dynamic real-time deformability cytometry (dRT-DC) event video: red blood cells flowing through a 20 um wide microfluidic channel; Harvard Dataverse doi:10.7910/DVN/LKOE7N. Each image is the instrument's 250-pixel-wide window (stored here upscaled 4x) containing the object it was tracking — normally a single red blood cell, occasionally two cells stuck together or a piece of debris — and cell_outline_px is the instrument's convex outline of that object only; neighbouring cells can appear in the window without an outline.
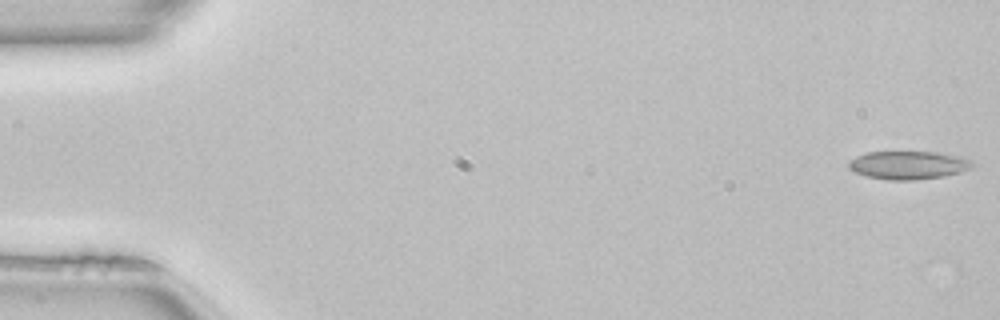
{"species": "common noctule bat (a hibernating species)", "species_latin": "Nyctalus noctula", "temperature_condition": "room temperature", "stored_images_in_passage": 5, "camera_frame_rate_fps": 3000, "um_per_image_px": 0.085, "animal": {"sex": "female", "body_mass_g": 22.7, "forearm_length_mm": 54.2}, "frame": {"image": 1, "passage_image": 1, "time_ms": 0.0, "image_size_px": [1000, 320], "cell_outline_px": [[976, 164], [960, 172], [944, 176], [916, 180], [888, 180], [868, 176], [856, 172], [848, 168], [848, 160], [856, 156], [868, 152], [936, 152], [960, 156], [972, 160]], "centroid_in_image_um": [77.21, 14.03], "position_along_channel_um": 7.8, "area_um2": 20.35}}